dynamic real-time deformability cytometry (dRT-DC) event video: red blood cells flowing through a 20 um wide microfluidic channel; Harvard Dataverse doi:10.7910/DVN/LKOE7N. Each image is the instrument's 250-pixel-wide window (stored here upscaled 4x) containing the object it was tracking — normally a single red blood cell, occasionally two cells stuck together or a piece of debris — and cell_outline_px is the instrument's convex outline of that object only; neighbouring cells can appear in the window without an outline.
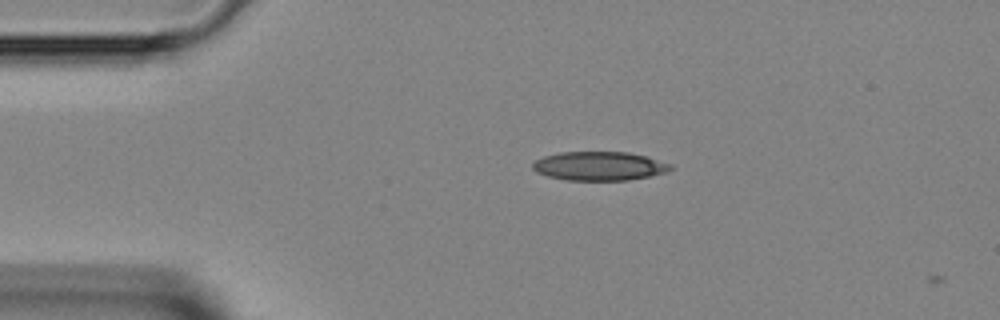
{"species": "Egyptian fruit bat (a non-hibernating species)", "species_latin": "Rousettus aegyptiacus", "temperature_condition": "room temperature", "stored_images_in_passage": 2, "camera_frame_rate_fps": 3000, "um_per_image_px": 0.085, "animal": {"sex": "female"}, "frame": {"image": 1, "passage_image": 1, "time_ms": 0.0, "image_size_px": [1000, 320], "cell_outline_px": [[672, 168], [668, 172], [628, 180], [568, 180], [548, 176], [536, 172], [532, 168], [532, 164], [536, 160], [544, 156], [560, 152], [628, 152], [648, 156], [672, 164]], "centroid_in_image_um": [50.96, 14.11], "position_along_channel_um": 34.0, "area_um2": 23.24}}